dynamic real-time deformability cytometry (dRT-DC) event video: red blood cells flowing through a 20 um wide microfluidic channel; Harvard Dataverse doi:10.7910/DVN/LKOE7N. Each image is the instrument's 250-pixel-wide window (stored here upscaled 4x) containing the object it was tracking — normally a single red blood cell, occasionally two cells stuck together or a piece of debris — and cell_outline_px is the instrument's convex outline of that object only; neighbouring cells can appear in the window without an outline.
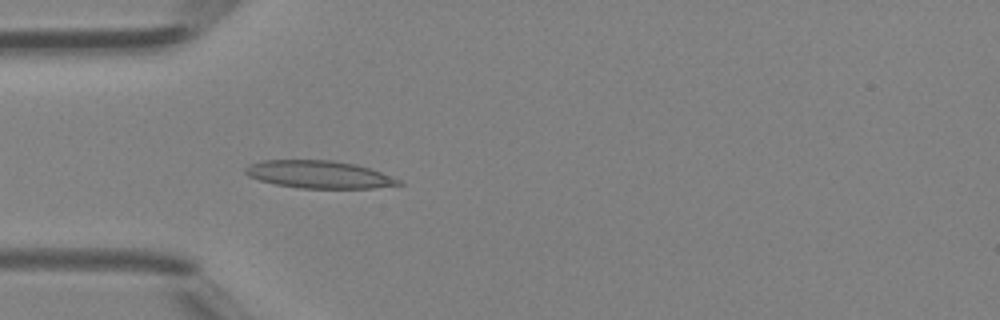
{"species": "Egyptian fruit bat (a non-hibernating species)", "species_latin": "Rousettus aegyptiacus", "temperature_condition": "room temperature", "stored_images_in_passage": 33, "camera_frame_rate_fps": 3000, "um_per_image_px": 0.085, "animal": {"sex": "female"}, "frame": {"image": 1, "passage_image": 3, "time_ms": 0.667, "image_size_px": [1000, 320], "cell_outline_px": [[404, 184], [372, 188], [300, 188], [276, 184], [260, 180], [248, 176], [244, 172], [244, 168], [248, 164], [264, 160], [332, 160], [356, 164], [380, 172], [400, 180]], "centroid_in_image_um": [27.08, 14.82], "position_along_channel_um": 57.9, "area_um2": 24.51}}
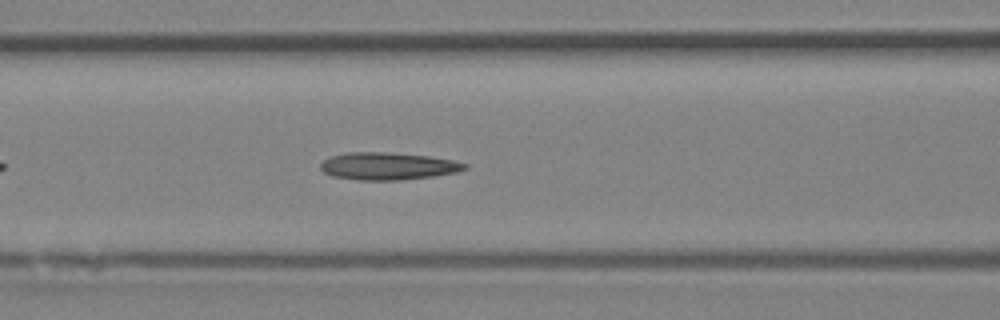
{"frame": {"image": 2, "passage_image": 8, "time_ms": 2.333, "image_size_px": [1000, 320], "cell_outline_px": [[468, 168], [456, 172], [432, 176], [404, 180], [356, 180], [332, 176], [324, 172], [320, 168], [320, 164], [324, 160], [332, 156], [344, 152], [388, 152], [428, 156], [452, 160], [468, 164]], "centroid_in_image_um": [32.95, 14.12], "position_along_channel_um": 133.6, "area_um2": 23.06}}
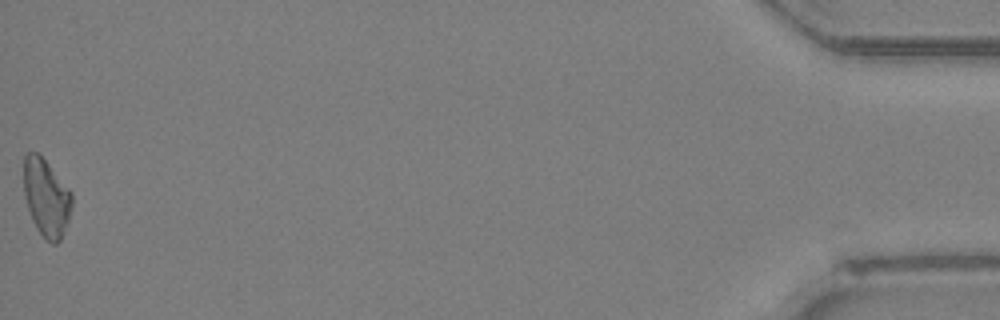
{"frame": {"image": 3, "passage_image": 33, "time_ms": 10.667, "image_size_px": [1000, 320], "cell_outline_px": [[72, 204], [68, 220], [60, 240], [56, 244], [52, 244], [36, 228], [32, 220], [24, 196], [24, 156], [28, 152], [36, 152], [48, 164], [72, 192]], "centroid_in_image_um": [3.93, 16.8], "position_along_channel_um": 431.3, "area_um2": 21.44}}